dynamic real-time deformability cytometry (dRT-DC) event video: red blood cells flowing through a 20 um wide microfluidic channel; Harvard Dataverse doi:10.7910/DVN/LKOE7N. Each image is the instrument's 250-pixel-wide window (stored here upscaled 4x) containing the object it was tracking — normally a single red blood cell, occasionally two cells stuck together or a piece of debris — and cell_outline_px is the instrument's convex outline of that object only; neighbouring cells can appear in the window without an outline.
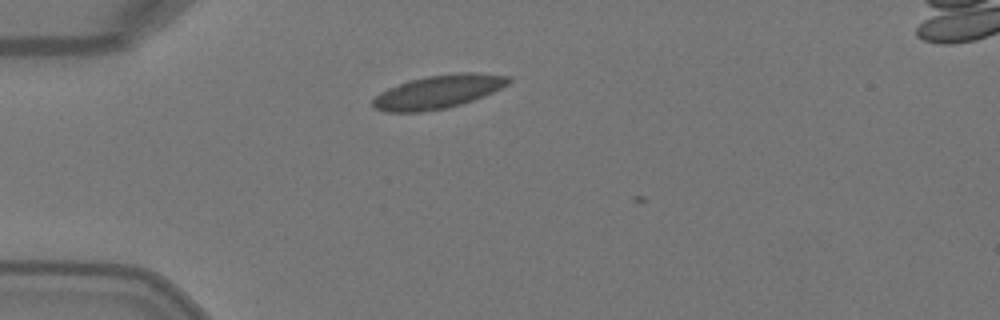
{"species": "Egyptian fruit bat (a non-hibernating species)", "species_latin": "Rousettus aegyptiacus", "temperature_condition": "warm", "stored_images_in_passage": 3, "camera_frame_rate_fps": 3000, "um_per_image_px": 0.085, "animal": {"sex": "female"}, "frame": {"image": 1, "passage_image": 3, "time_ms": 0.667, "image_size_px": [1000, 320], "cell_outline_px": [[512, 80], [508, 84], [492, 92], [472, 100], [460, 104], [444, 108], [420, 112], [388, 112], [376, 108], [372, 104], [372, 100], [380, 92], [388, 88], [408, 80], [424, 76], [456, 72], [480, 72], [512, 76]], "centroid_in_image_um": [37.27, 7.77], "position_along_channel_um": 47.7, "area_um2": 26.47}}